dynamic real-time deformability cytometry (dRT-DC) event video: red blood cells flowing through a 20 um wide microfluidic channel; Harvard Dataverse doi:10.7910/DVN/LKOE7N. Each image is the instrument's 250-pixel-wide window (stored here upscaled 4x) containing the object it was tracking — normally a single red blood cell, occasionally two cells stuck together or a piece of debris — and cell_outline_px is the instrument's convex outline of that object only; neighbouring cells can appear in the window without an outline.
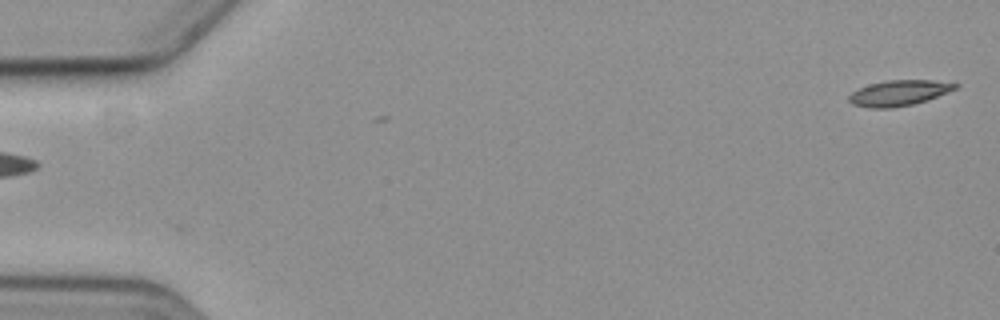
{"species": "common noctule bat (a hibernating species)", "species_latin": "Nyctalus noctula", "temperature_condition": "cold", "stored_images_in_passage": 15, "camera_frame_rate_fps": 3000, "um_per_image_px": 0.085, "animal": {"sex": "female", "body_mass_g": 19.3, "forearm_length_mm": 54.1}, "frame": {"image": 1, "passage_image": 1, "time_ms": 0.0, "image_size_px": [1000, 320], "cell_outline_px": [[960, 84], [956, 88], [936, 96], [912, 104], [888, 108], [868, 108], [852, 104], [848, 100], [848, 96], [852, 92], [868, 84], [884, 80], [932, 80]], "centroid_in_image_um": [76.34, 7.89], "position_along_channel_um": 8.7, "area_um2": 15.61}}
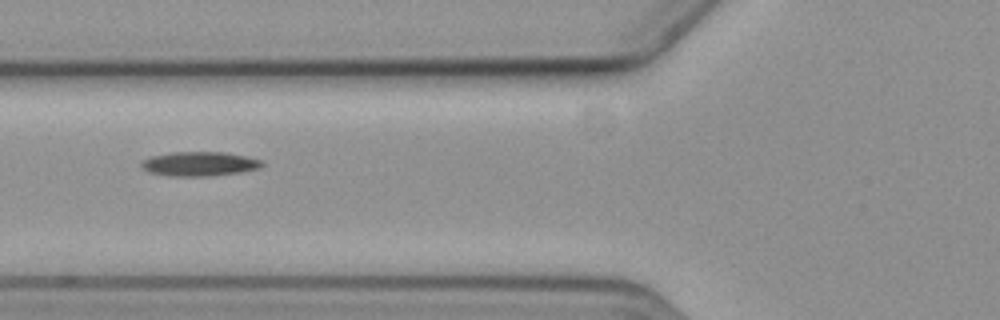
{"frame": {"image": 2, "passage_image": 6, "time_ms": 7.0, "image_size_px": [1000, 320], "cell_outline_px": [[264, 164], [260, 168], [240, 172], [208, 176], [172, 176], [148, 172], [140, 164], [140, 160], [152, 156], [172, 152], [224, 152], [244, 156], [260, 160]], "centroid_in_image_um": [16.92, 13.93], "position_along_channel_um": 108.9, "area_um2": 16.99}}
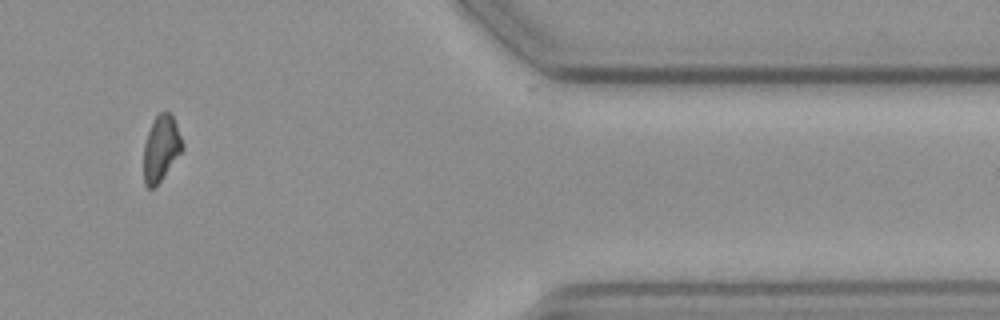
{"frame": {"image": 3, "passage_image": 13, "time_ms": 16.0, "image_size_px": [1000, 320], "cell_outline_px": [[184, 148], [156, 188], [148, 188], [144, 184], [144, 144], [152, 120], [160, 112], [172, 112], [184, 144]], "centroid_in_image_um": [13.7, 12.61], "position_along_channel_um": 397.7, "area_um2": 15.09}}